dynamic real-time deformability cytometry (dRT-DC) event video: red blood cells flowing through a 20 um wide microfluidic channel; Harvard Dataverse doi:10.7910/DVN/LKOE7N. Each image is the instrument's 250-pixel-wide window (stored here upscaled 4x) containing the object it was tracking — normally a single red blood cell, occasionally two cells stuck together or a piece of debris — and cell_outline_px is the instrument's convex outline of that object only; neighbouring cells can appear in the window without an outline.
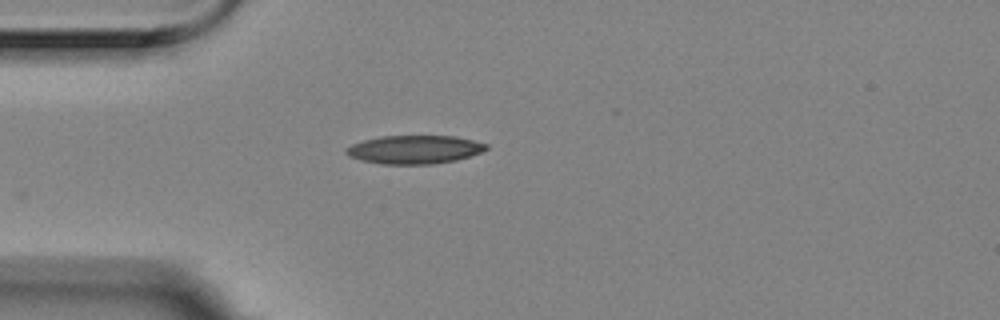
{"species": "Egyptian fruit bat (a non-hibernating species)", "species_latin": "Rousettus aegyptiacus", "temperature_condition": "room temperature", "stored_images_in_passage": 2, "camera_frame_rate_fps": 3000, "um_per_image_px": 0.085, "animal": {"sex": "female"}, "frame": {"image": 1, "passage_image": 1, "time_ms": 0.0, "image_size_px": [1000, 320], "cell_outline_px": [[488, 148], [480, 152], [456, 160], [432, 164], [384, 164], [360, 160], [348, 156], [344, 152], [344, 148], [352, 144], [364, 140], [380, 136], [456, 136], [488, 144]], "centroid_in_image_um": [35.19, 12.71], "position_along_channel_um": 49.8, "area_um2": 23.18}}